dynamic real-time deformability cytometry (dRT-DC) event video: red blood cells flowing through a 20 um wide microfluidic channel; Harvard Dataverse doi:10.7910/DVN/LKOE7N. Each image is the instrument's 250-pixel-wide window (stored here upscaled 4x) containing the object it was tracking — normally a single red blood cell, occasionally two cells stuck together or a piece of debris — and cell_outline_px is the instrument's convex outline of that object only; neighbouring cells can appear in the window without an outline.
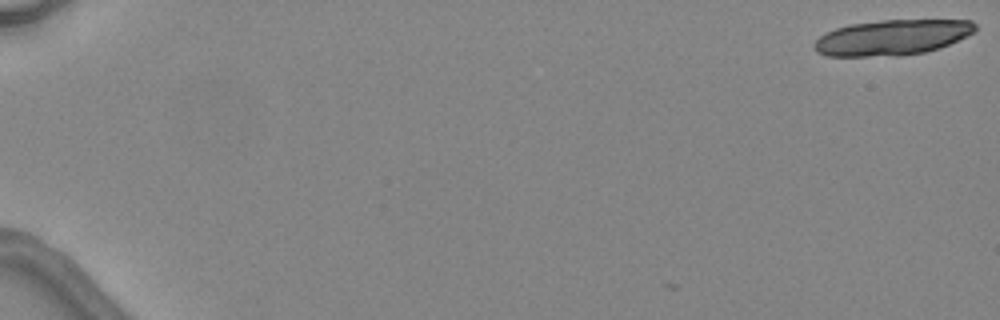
{"species": "common noctule bat (a hibernating species)", "species_latin": "Nyctalus noctula", "temperature_condition": "warm", "stored_images_in_passage": 8, "camera_frame_rate_fps": 3000, "um_per_image_px": 0.085, "animal": {"sex": "female", "body_mass_g": 24.6, "forearm_length_mm": 56.2}, "frame": {"image": 1, "passage_image": 1, "time_ms": 0.0, "image_size_px": [1000, 320], "cell_outline_px": [[976, 32], [940, 48], [924, 52], [900, 56], [828, 56], [816, 52], [812, 44], [824, 32], [836, 28], [852, 24], [880, 20], [972, 20], [976, 24]], "centroid_in_image_um": [75.83, 3.18], "position_along_channel_um": 9.2, "area_um2": 33.47}}